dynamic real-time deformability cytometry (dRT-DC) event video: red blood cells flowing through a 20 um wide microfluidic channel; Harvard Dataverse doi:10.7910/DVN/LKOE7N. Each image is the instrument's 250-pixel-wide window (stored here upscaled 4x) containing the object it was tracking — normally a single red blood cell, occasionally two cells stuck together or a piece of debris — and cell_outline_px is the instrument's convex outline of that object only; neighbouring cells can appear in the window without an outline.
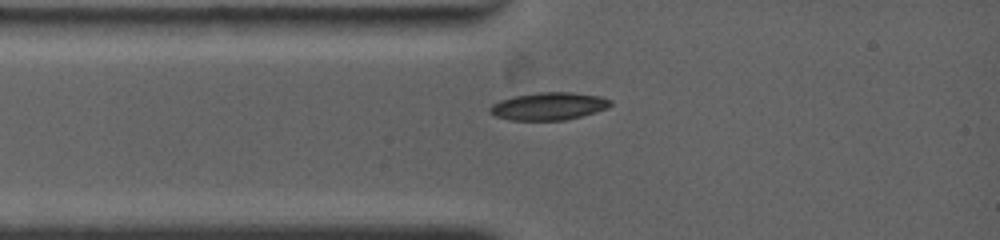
{"species": "common noctule bat (a hibernating species)", "species_latin": "Nyctalus noctula", "temperature_condition": "warm", "stored_images_in_passage": 55, "camera_frame_rate_fps": 4500, "um_per_image_px": 0.085, "animal": {"sex": "female", "body_mass_g": 19.0, "forearm_length_mm": 53.3}, "frame": {"image": 1, "passage_image": 1, "time_ms": 0.0, "image_size_px": [1000, 240], "cell_outline_px": [[612, 104], [608, 108], [596, 112], [564, 120], [508, 120], [496, 116], [488, 112], [488, 108], [492, 104], [500, 100], [516, 96], [536, 92], [572, 92], [600, 96], [612, 100]], "centroid_in_image_um": [46.64, 9.02], "position_along_channel_um": 38.4, "area_um2": 19.48}}
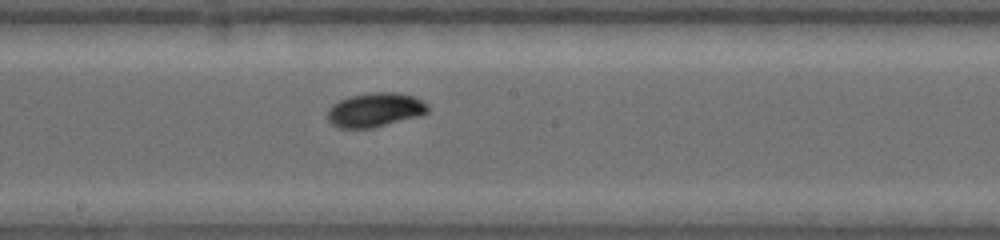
{"frame": {"image": 2, "passage_image": 19, "time_ms": 4.667, "image_size_px": [1000, 240], "cell_outline_px": [[428, 112], [420, 116], [372, 128], [340, 128], [332, 124], [328, 120], [328, 108], [332, 104], [348, 96], [372, 92], [400, 92], [412, 96], [428, 104]], "centroid_in_image_um": [31.88, 9.33], "position_along_channel_um": 216.3, "area_um2": 20.06}}
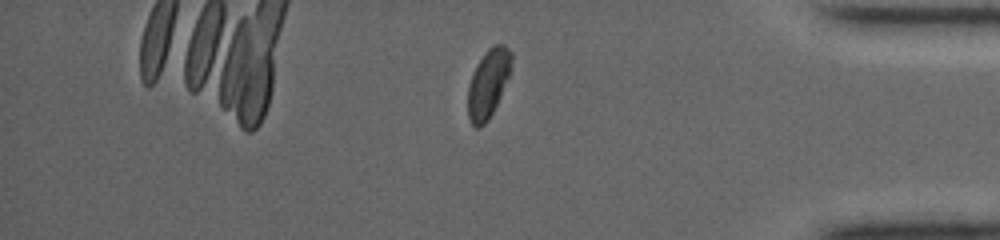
{"frame": {"image": 3, "passage_image": 43, "time_ms": 10.0, "image_size_px": [1000, 240], "cell_outline_px": [[512, 60], [508, 76], [500, 96], [488, 120], [480, 128], [476, 128], [472, 124], [468, 116], [468, 88], [472, 72], [476, 64], [488, 48], [496, 44], [504, 44], [512, 52]], "centroid_in_image_um": [41.48, 7.07], "position_along_channel_um": 393.7, "area_um2": 17.17}, "authors_computed_cell_mechanics": {"area_um2": 18.6694, "velocity_mm_per_s": 3.8372, "shape_relaxation_time_tau1_ms": 3.6787, "shape_relaxation_time_tau2_ms": 5.5942, "deformation_change_tau1": 0.1361, "deformation_change_tau2": 0.0433}}